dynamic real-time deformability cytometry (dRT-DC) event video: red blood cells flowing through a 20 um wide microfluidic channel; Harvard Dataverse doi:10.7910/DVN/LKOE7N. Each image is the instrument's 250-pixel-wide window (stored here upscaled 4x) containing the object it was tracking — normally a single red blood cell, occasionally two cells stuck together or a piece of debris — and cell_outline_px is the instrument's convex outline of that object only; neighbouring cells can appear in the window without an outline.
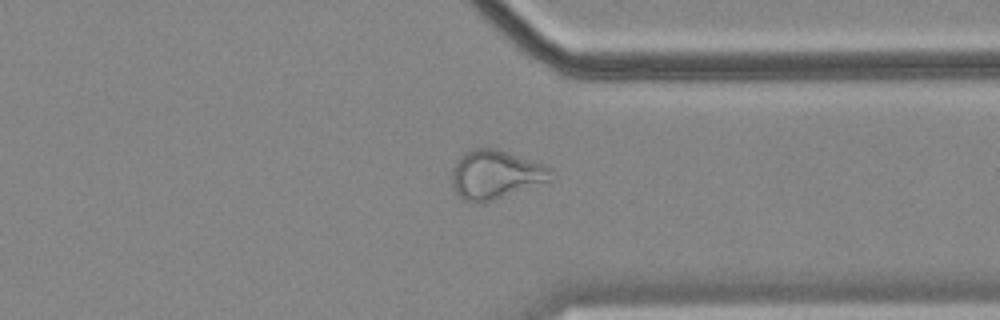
{"species": "common noctule bat (a hibernating species)", "species_latin": "Nyctalus noctula", "temperature_condition": "cold", "stored_images_in_passage": 56, "camera_frame_rate_fps": 3000, "um_per_image_px": 0.085, "animal": {"sex": "female", "body_mass_g": 18.4}, "frame": {"image": 1, "passage_image": 43, "time_ms": 14.0, "image_size_px": [1000, 320], "cell_outline_px": [[552, 180], [484, 204], [476, 204], [464, 200], [456, 196], [452, 184], [452, 168], [464, 152], [472, 148], [492, 148], [544, 164], [552, 168]], "centroid_in_image_um": [42.1, 14.88], "position_along_channel_um": 369.3, "area_um2": 28.44}}
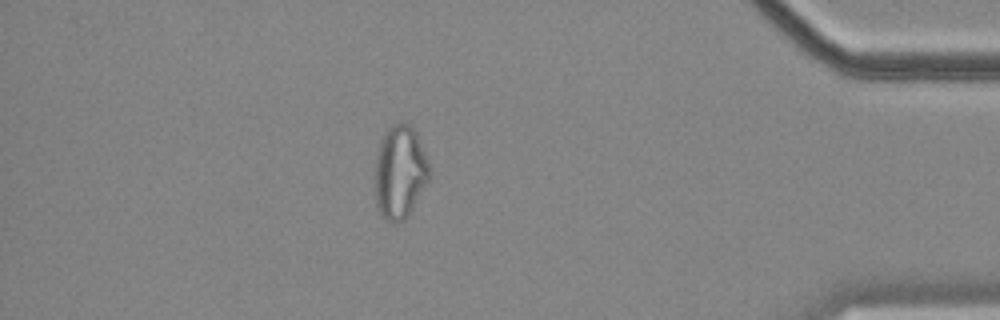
{"frame": {"image": 2, "passage_image": 49, "time_ms": 16.0, "image_size_px": [1000, 320], "cell_outline_px": [[428, 180], [408, 216], [404, 220], [396, 224], [392, 224], [380, 212], [376, 204], [376, 156], [380, 140], [388, 128], [392, 124], [400, 120], [408, 124], [412, 128], [424, 152], [428, 164]], "centroid_in_image_um": [33.97, 14.63], "position_along_channel_um": 401.2, "area_um2": 29.02}, "authors_computed_cell_mechanics": {"area_um2": 29.478, "velocity_mm_per_s": 3.5499, "shape_relaxation_time_tau1_ms": null, "shape_relaxation_time_tau2_ms": 3.0932, "deformation_change_tau1": null, "deformation_change_tau2": 0.1099}}